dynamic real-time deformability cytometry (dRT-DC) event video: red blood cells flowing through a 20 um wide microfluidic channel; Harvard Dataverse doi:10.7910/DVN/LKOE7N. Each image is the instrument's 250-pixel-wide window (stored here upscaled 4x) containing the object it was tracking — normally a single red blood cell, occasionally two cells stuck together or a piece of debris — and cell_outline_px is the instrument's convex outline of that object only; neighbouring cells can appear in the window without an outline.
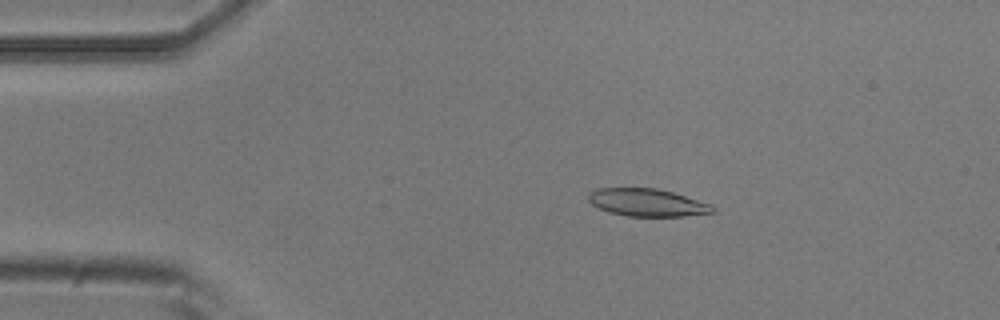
{"species": "common noctule bat (a hibernating species)", "species_latin": "Nyctalus noctula", "temperature_condition": "room temperature", "stored_images_in_passage": 4, "camera_frame_rate_fps": 3000, "um_per_image_px": 0.085, "animal": {"sex": "male", "body_mass_g": 20.5, "forearm_length_mm": 52.5}, "frame": {"image": 1, "passage_image": 2, "time_ms": 1.0, "image_size_px": [1000, 320], "cell_outline_px": [[716, 212], [684, 216], [628, 216], [608, 212], [592, 204], [588, 200], [588, 192], [596, 188], [656, 188], [672, 192], [712, 204], [716, 208]], "centroid_in_image_um": [55.02, 17.21], "position_along_channel_um": 30.0, "area_um2": 20.06}}
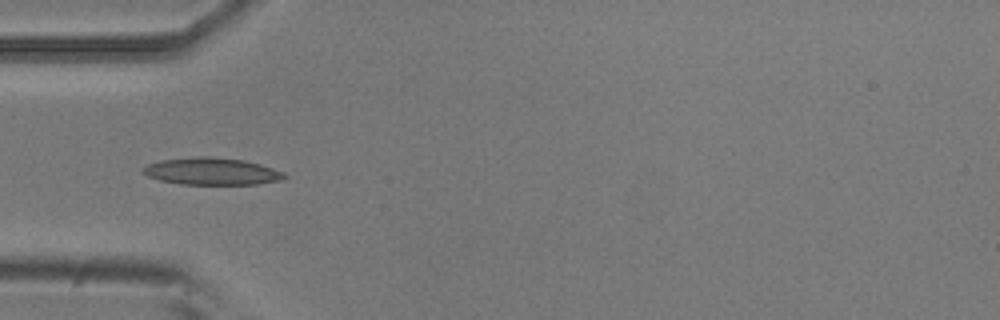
{"frame": {"image": 2, "passage_image": 4, "time_ms": 3.333, "image_size_px": [1000, 320], "cell_outline_px": [[288, 176], [284, 180], [256, 184], [180, 184], [160, 180], [148, 176], [140, 168], [148, 164], [160, 160], [196, 156], [212, 156], [244, 160], [260, 164], [284, 172]], "centroid_in_image_um": [18.02, 14.56], "position_along_channel_um": 67.0, "area_um2": 22.48}}